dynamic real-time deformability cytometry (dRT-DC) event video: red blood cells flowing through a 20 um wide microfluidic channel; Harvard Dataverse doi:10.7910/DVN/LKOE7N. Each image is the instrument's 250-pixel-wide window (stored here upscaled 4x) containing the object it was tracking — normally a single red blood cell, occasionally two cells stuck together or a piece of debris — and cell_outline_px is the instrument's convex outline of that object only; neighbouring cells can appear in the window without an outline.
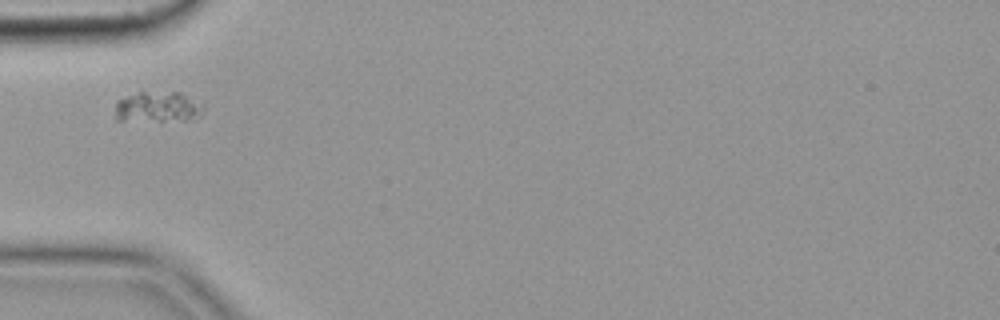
{"species": "common noctule bat (a hibernating species)", "species_latin": "Nyctalus noctula", "temperature_condition": "cold", "stored_images_in_passage": 39, "camera_frame_rate_fps": 3000, "um_per_image_px": 0.085, "animal": {"sex": "female", "body_mass_g": 19.9}, "frame": {"image": 1, "passage_image": 1, "time_ms": 0.0, "image_size_px": [1000, 320], "cell_outline_px": [[204, 112], [200, 116], [184, 120], [116, 120], [116, 100], [140, 92], [180, 92], [204, 104]], "centroid_in_image_um": [13.45, 9.08], "position_along_channel_um": 71.6, "area_um2": 15.66}}
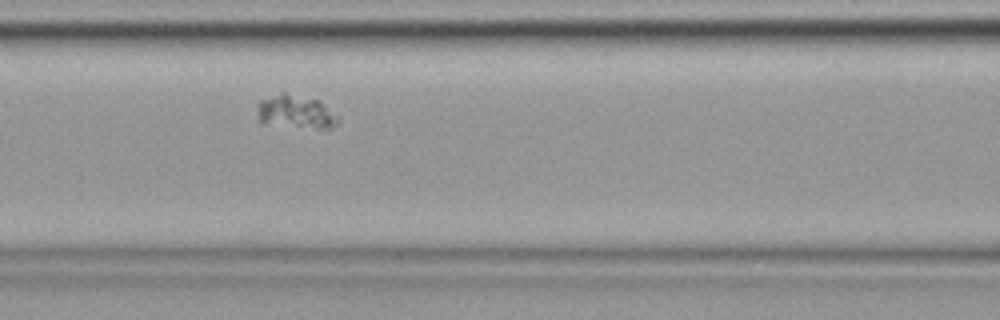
{"frame": {"image": 2, "passage_image": 7, "time_ms": 2.0, "image_size_px": [1000, 320], "cell_outline_px": [[336, 124], [332, 128], [316, 128], [260, 124], [256, 120], [256, 104], [260, 100], [284, 92], [316, 100], [336, 116]], "centroid_in_image_um": [24.98, 9.53], "position_along_channel_um": 141.6, "area_um2": 15.55}}
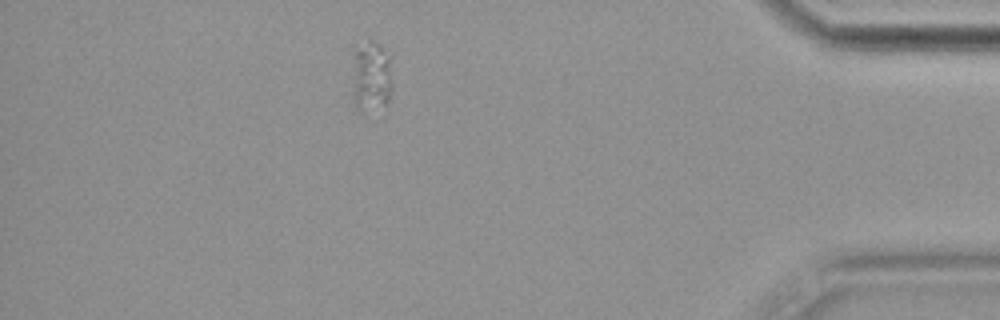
{"frame": {"image": 3, "passage_image": 33, "time_ms": 10.667, "image_size_px": [1000, 320], "cell_outline_px": [[392, 92], [388, 100], [384, 104], [364, 116], [356, 108], [352, 84], [352, 44], [368, 40], [372, 40], [380, 44], [392, 56]], "centroid_in_image_um": [31.54, 6.44], "position_along_channel_um": 403.7, "area_um2": 18.09}}